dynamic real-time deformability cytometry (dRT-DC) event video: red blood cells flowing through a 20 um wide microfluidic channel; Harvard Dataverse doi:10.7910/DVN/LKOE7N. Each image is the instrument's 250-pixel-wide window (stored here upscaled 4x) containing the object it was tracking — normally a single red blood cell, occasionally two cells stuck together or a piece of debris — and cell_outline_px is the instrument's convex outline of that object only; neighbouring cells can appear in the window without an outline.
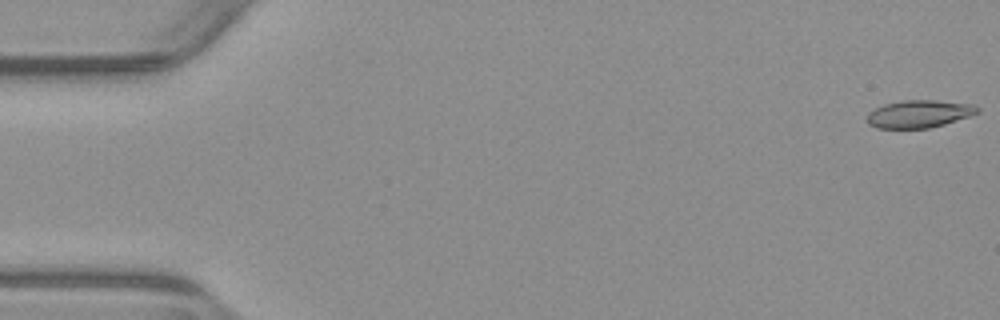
{"species": "common noctule bat (a hibernating species)", "species_latin": "Nyctalus noctula", "temperature_condition": "warm", "stored_images_in_passage": 43, "camera_frame_rate_fps": 3000, "um_per_image_px": 0.085, "animal": {"sex": "male", "body_mass_g": 23.1, "forearm_length_mm": 52.7}, "frame": {"image": 1, "passage_image": 1, "time_ms": 0.0, "image_size_px": [1000, 320], "cell_outline_px": [[980, 112], [972, 116], [944, 124], [928, 128], [876, 128], [868, 124], [868, 112], [884, 104], [900, 100], [936, 100], [976, 104], [980, 108]], "centroid_in_image_um": [78.18, 9.67], "position_along_channel_um": 6.8, "area_um2": 17.98}}
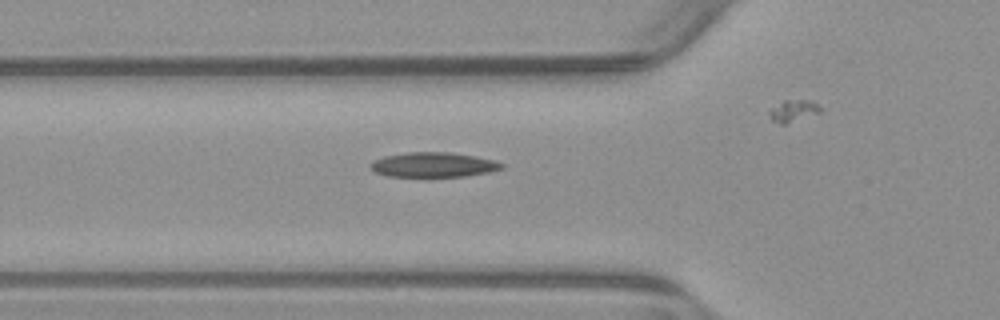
{"frame": {"image": 2, "passage_image": 19, "time_ms": 6.0, "image_size_px": [1000, 320], "cell_outline_px": [[504, 168], [492, 172], [464, 176], [388, 176], [376, 172], [368, 164], [372, 160], [384, 156], [408, 152], [448, 152], [476, 156], [496, 160], [504, 164]], "centroid_in_image_um": [36.88, 13.99], "position_along_channel_um": 88.9, "area_um2": 19.02}}
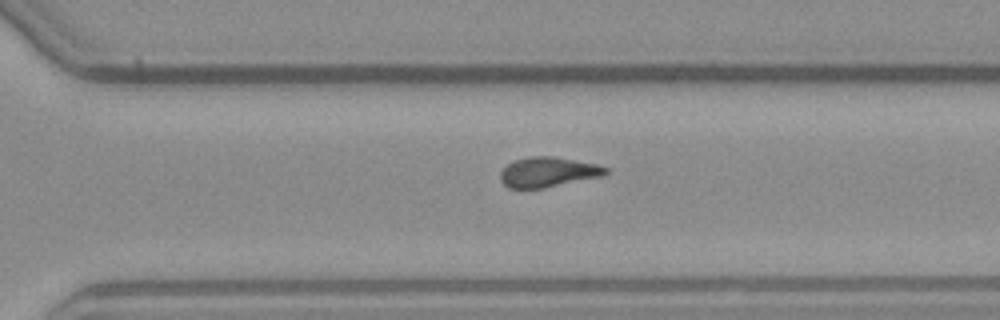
{"frame": {"image": 3, "passage_image": 37, "time_ms": 12.0, "image_size_px": [1000, 320], "cell_outline_px": [[608, 172], [604, 176], [544, 188], [508, 188], [500, 180], [500, 172], [508, 164], [516, 160], [528, 156], [552, 156], [596, 164], [608, 168]], "centroid_in_image_um": [46.59, 14.63], "position_along_channel_um": 324.0, "area_um2": 18.38}}